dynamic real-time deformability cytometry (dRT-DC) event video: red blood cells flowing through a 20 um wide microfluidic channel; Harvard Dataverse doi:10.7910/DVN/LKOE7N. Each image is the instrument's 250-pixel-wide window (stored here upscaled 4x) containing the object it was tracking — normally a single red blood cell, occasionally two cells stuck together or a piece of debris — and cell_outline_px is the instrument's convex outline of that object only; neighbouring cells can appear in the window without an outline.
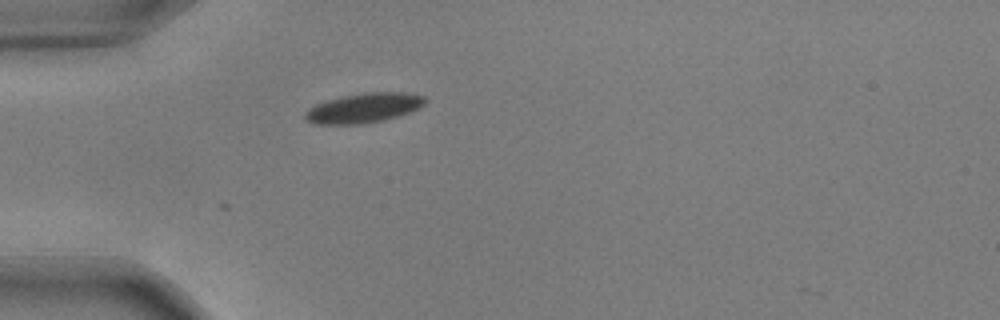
{"species": "common noctule bat (a hibernating species)", "species_latin": "Nyctalus noctula", "temperature_condition": "warm", "stored_images_in_passage": 8, "camera_frame_rate_fps": 3000, "um_per_image_px": 0.085, "animal": {"sex": "male", "body_mass_g": 17.9, "forearm_length_mm": 54.2}, "frame": {"image": 1, "passage_image": 1, "time_ms": 0.0, "image_size_px": [1000, 320], "cell_outline_px": [[428, 100], [420, 108], [384, 120], [360, 124], [312, 124], [304, 120], [304, 112], [308, 108], [316, 104], [328, 100], [344, 96], [364, 92], [404, 92], [424, 96]], "centroid_in_image_um": [30.89, 9.18], "position_along_channel_um": 54.1, "area_um2": 20.81}}
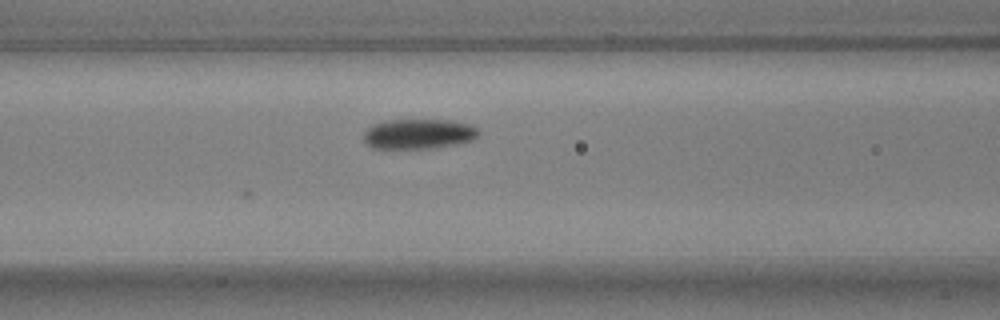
{"frame": {"image": 2, "passage_image": 8, "time_ms": 2.333, "image_size_px": [1000, 320], "cell_outline_px": [[480, 136], [472, 140], [456, 144], [436, 148], [372, 148], [364, 140], [364, 132], [368, 128], [376, 124], [388, 120], [452, 120], [468, 124], [476, 128], [480, 132]], "centroid_in_image_um": [35.62, 11.39], "position_along_channel_um": 131.0, "area_um2": 20.0}}